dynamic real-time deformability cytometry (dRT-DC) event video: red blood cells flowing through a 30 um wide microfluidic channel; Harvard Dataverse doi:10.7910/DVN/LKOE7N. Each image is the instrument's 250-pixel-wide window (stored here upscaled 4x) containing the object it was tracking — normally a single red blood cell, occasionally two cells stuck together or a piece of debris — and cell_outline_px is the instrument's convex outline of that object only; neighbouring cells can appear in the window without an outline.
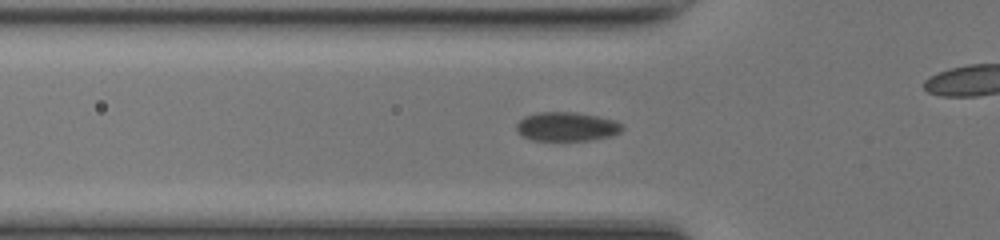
{"species": "common noctule bat (a hibernating species)", "species_latin": "Nyctalus noctula", "temperature_condition": "room temperature", "stored_images_in_passage": 36, "camera_frame_rate_fps": 3000, "um_per_image_px": 0.085, "animal": {"sex": "female", "body_mass_g": 17.0, "forearm_length_mm": 48.0}, "frame": {"image": 1, "passage_image": 2, "time_ms": 0.333, "image_size_px": [1000, 240], "cell_outline_px": [[624, 128], [620, 132], [612, 136], [592, 140], [532, 140], [520, 136], [516, 132], [516, 124], [524, 116], [540, 112], [576, 112], [616, 120]], "centroid_in_image_um": [48.15, 10.77], "position_along_channel_um": 77.7, "area_um2": 18.03}}
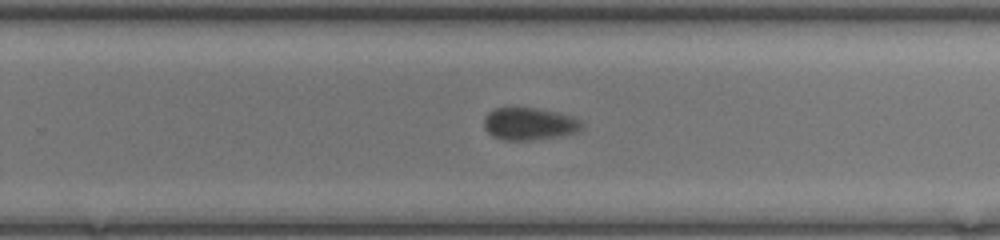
{"frame": {"image": 2, "passage_image": 17, "time_ms": 5.333, "image_size_px": [1000, 240], "cell_outline_px": [[584, 128], [576, 132], [564, 136], [532, 140], [504, 140], [492, 136], [484, 128], [484, 116], [488, 112], [496, 108], [536, 108], [556, 112], [572, 116], [580, 120], [584, 124]], "centroid_in_image_um": [45.01, 10.54], "position_along_channel_um": 284.8, "area_um2": 18.67}}
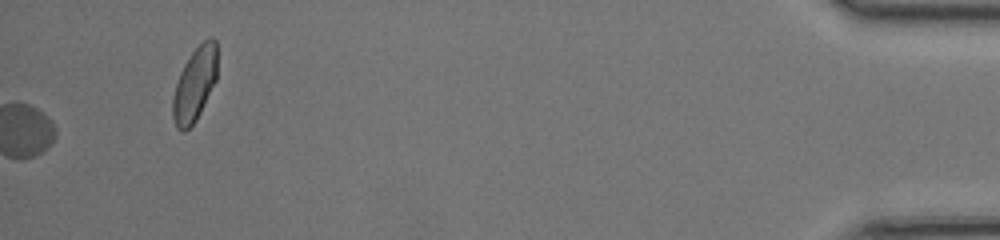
{"frame": {"image": 3, "passage_image": 36, "time_ms": 11.667, "image_size_px": [1000, 240], "cell_outline_px": [[216, 80], [196, 120], [184, 132], [180, 132], [176, 128], [172, 116], [172, 100], [176, 84], [180, 72], [184, 64], [192, 52], [204, 40], [212, 36], [216, 40]], "centroid_in_image_um": [16.53, 7.18], "position_along_channel_um": 418.7, "area_um2": 18.96}, "authors_computed_cell_mechanics": {"area_um2": 19.2763, "velocity_mm_per_s": 4.1419, "shape_relaxation_time_tau1_ms": 1.835, "shape_relaxation_time_tau2_ms": null, "deformation_change_tau1": 0.0585, "deformation_change_tau2": null}}